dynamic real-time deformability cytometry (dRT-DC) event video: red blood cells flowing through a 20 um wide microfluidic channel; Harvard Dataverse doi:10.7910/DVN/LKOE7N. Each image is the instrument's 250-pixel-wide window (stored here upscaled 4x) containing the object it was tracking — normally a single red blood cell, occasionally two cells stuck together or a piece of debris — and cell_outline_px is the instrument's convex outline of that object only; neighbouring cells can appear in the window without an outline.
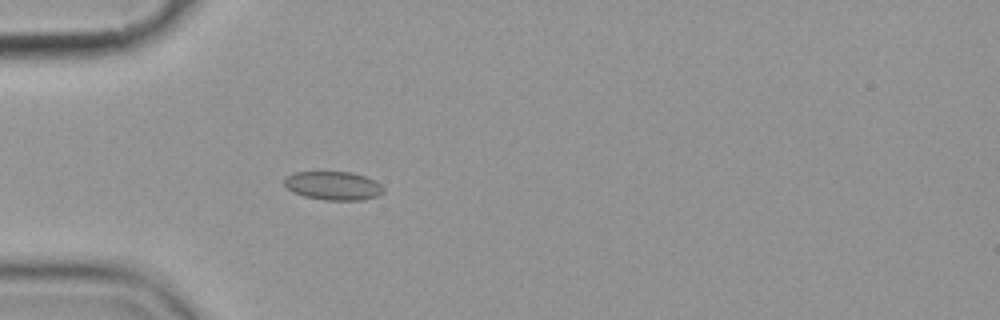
{"species": "common noctule bat (a hibernating species)", "species_latin": "Nyctalus noctula", "temperature_condition": "cold", "stored_images_in_passage": 5, "camera_frame_rate_fps": 3000, "um_per_image_px": 0.085, "animal": {"sex": "female", "body_mass_g": 19.9}, "frame": {"image": 1, "passage_image": 5, "time_ms": 5.333, "image_size_px": [1000, 320], "cell_outline_px": [[384, 192], [376, 196], [360, 200], [324, 200], [304, 196], [292, 192], [284, 184], [284, 176], [292, 172], [352, 172], [376, 180], [384, 188]], "centroid_in_image_um": [28.3, 15.78], "position_along_channel_um": 56.7, "area_um2": 16.65}}